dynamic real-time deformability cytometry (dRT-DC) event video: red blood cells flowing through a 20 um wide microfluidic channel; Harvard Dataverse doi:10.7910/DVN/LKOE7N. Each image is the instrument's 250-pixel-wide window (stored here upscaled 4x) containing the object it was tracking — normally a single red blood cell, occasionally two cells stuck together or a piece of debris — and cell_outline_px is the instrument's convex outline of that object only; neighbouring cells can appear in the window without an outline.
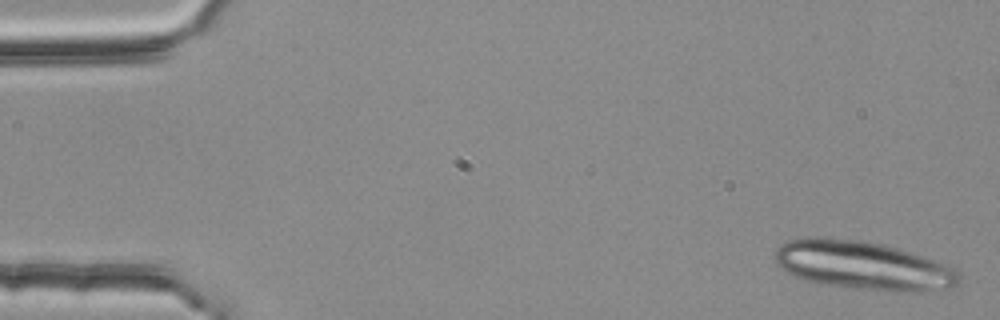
{"species": "common noctule bat (a hibernating species)", "species_latin": "Nyctalus noctula", "temperature_condition": "room temperature", "stored_images_in_passage": 10, "camera_frame_rate_fps": 3000, "um_per_image_px": 0.085, "animal": {"sex": "female", "body_mass_g": 25.1}, "frame": {"image": 1, "passage_image": 1, "time_ms": 0.0, "image_size_px": [1000, 320], "cell_outline_px": [[960, 284], [952, 288], [920, 292], [916, 292], [856, 288], [824, 284], [804, 280], [780, 268], [776, 264], [776, 248], [780, 244], [788, 240], [808, 236], [816, 236], [864, 240], [884, 244], [900, 248], [924, 256], [944, 264], [952, 268], [956, 272], [960, 280]], "centroid_in_image_um": [73.34, 22.54], "position_along_channel_um": 11.7, "area_um2": 52.31}}